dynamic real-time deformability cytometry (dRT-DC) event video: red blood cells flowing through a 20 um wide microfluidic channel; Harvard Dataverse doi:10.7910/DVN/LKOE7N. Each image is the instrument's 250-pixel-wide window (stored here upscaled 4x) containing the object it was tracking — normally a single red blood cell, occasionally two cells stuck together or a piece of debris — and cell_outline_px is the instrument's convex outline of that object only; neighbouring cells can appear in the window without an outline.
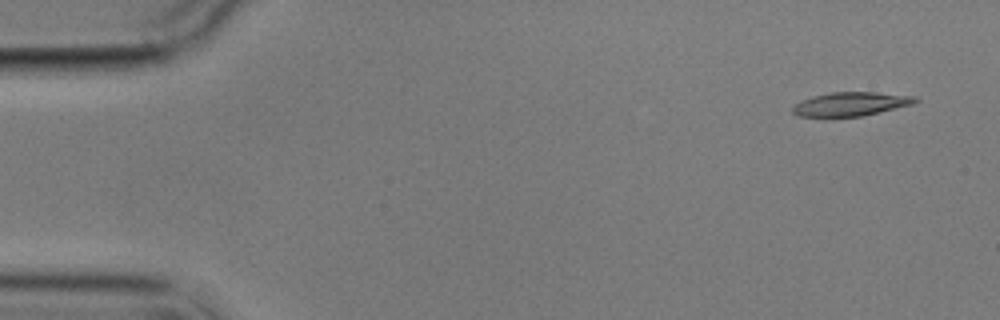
{"species": "common noctule bat (a hibernating species)", "species_latin": "Nyctalus noctula", "temperature_condition": "cold", "stored_images_in_passage": 5, "camera_frame_rate_fps": 3000, "um_per_image_px": 0.085, "animal": {"sex": "male", "body_mass_g": 17.9}, "frame": {"image": 1, "passage_image": 1, "time_ms": 0.0, "image_size_px": [1000, 320], "cell_outline_px": [[920, 100], [912, 104], [880, 112], [860, 116], [800, 116], [792, 112], [792, 108], [800, 100], [812, 96], [832, 92], [876, 92], [916, 96]], "centroid_in_image_um": [72.34, 8.82], "position_along_channel_um": 12.7, "area_um2": 16.88}}
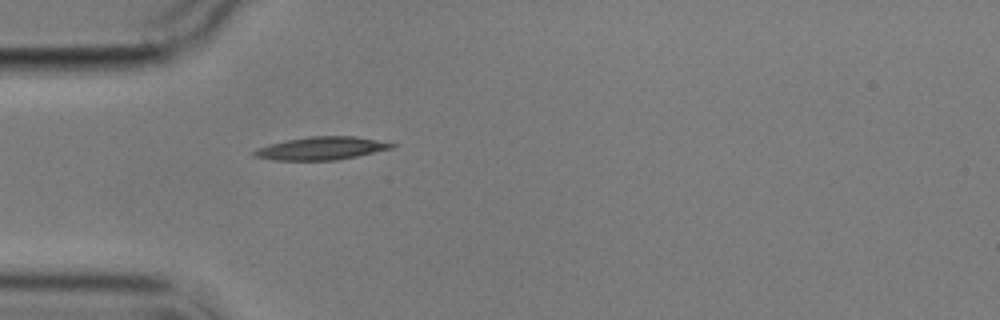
{"frame": {"image": 2, "passage_image": 5, "time_ms": 4.333, "image_size_px": [1000, 320], "cell_outline_px": [[396, 144], [392, 148], [356, 156], [336, 160], [272, 160], [252, 156], [252, 152], [256, 148], [268, 144], [308, 136], [356, 136]], "centroid_in_image_um": [27.25, 12.61], "position_along_channel_um": 57.8, "area_um2": 18.32}}